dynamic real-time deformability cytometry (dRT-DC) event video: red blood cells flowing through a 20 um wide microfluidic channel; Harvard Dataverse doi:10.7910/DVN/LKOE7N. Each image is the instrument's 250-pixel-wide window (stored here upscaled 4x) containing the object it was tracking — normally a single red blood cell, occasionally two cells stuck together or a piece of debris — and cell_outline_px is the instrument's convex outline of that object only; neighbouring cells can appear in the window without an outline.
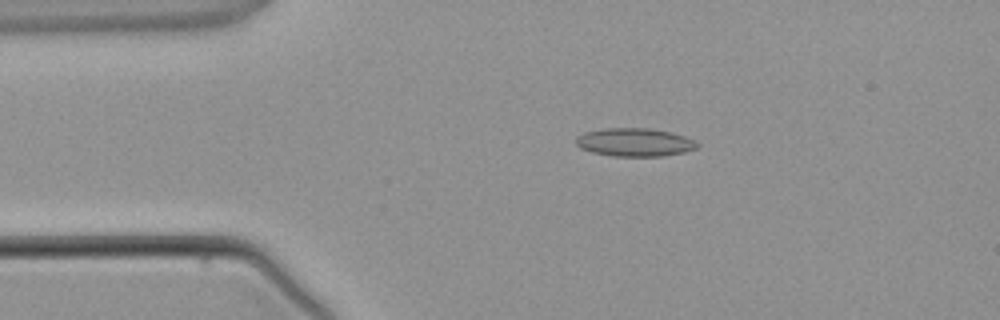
{"species": "common noctule bat (a hibernating species)", "species_latin": "Nyctalus noctula", "temperature_condition": "warm", "stored_images_in_passage": 2, "camera_frame_rate_fps": 3000, "um_per_image_px": 0.085, "animal": {"sex": "male", "body_mass_g": 21.5, "forearm_length_mm": 52.0}, "frame": {"image": 1, "passage_image": 2, "time_ms": 1.0, "image_size_px": [1000, 320], "cell_outline_px": [[700, 144], [696, 148], [684, 152], [664, 156], [612, 156], [592, 152], [580, 148], [576, 144], [576, 136], [584, 132], [604, 128], [648, 128], [672, 132], [684, 136]], "centroid_in_image_um": [53.92, 12.09], "position_along_channel_um": 31.1, "area_um2": 20.0}}